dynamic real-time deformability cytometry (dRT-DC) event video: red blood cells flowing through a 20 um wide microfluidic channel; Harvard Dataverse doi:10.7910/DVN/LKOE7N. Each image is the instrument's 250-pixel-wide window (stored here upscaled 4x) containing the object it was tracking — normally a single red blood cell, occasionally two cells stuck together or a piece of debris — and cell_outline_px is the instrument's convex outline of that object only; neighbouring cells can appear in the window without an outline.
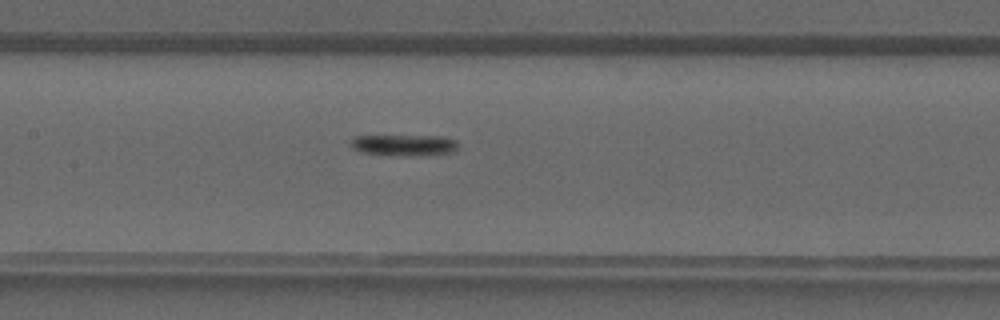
{"species": "common noctule bat (a hibernating species)", "species_latin": "Nyctalus noctula", "temperature_condition": "warm", "stored_images_in_passage": 28, "camera_frame_rate_fps": 3000, "um_per_image_px": 0.085, "animal": {"sex": "male", "forearm_length_mm": 52.5}, "frame": {"image": 1, "passage_image": 12, "time_ms": 3.667, "image_size_px": [1000, 320], "cell_outline_px": [[456, 148], [452, 152], [388, 156], [364, 152], [352, 148], [348, 144], [352, 136], [440, 136], [456, 140]], "centroid_in_image_um": [34.22, 12.32], "position_along_channel_um": 173.2, "area_um2": 13.01}}
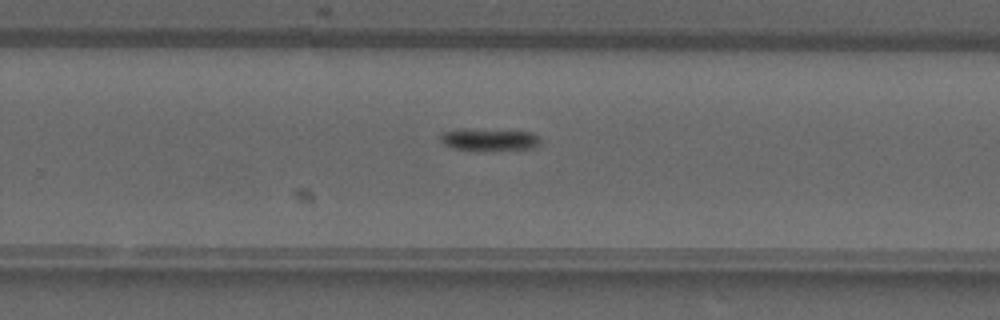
{"frame": {"image": 2, "passage_image": 19, "time_ms": 6.0, "image_size_px": [1000, 320], "cell_outline_px": [[540, 144], [532, 148], [452, 148], [444, 144], [440, 140], [440, 132], [532, 132], [540, 136]], "centroid_in_image_um": [41.67, 11.89], "position_along_channel_um": 288.1, "area_um2": 11.04}}
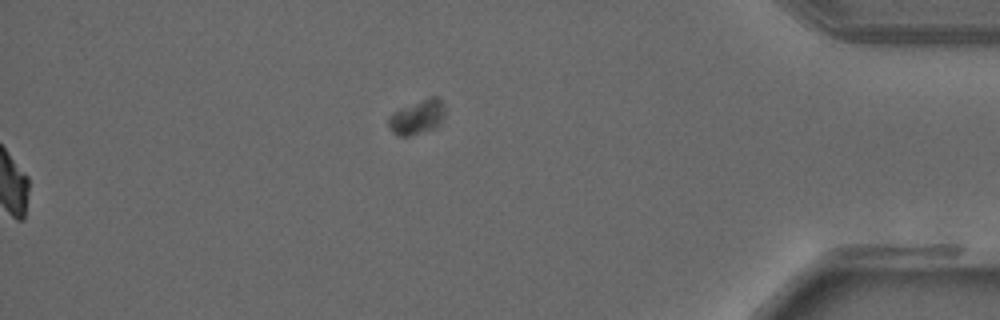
{"frame": {"image": 3, "passage_image": 28, "time_ms": 9.0, "image_size_px": [1000, 320], "cell_outline_px": [[444, 112], [440, 124], [436, 128], [408, 136], [396, 136], [388, 128], [388, 116], [392, 112], [428, 96], [440, 96], [444, 108]], "centroid_in_image_um": [35.44, 9.94], "position_along_channel_um": 399.8, "area_um2": 11.56}}